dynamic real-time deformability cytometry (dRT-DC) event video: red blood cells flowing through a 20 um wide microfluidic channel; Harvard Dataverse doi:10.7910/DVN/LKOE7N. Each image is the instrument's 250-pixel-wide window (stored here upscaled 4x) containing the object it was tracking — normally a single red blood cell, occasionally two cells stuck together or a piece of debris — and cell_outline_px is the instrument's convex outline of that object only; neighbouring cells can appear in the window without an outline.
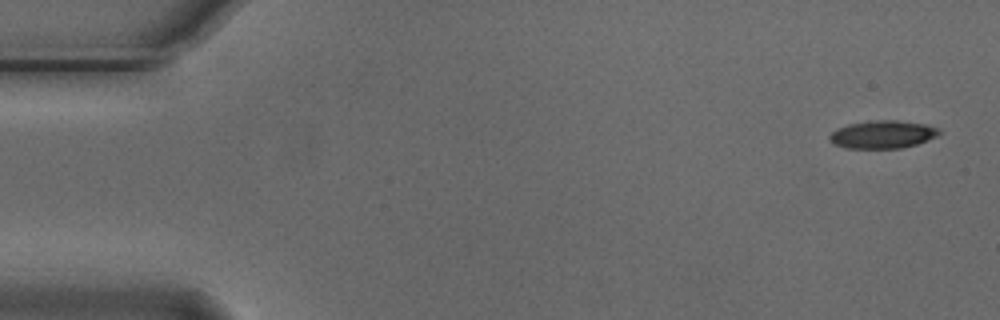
{"species": "Egyptian fruit bat (a non-hibernating species)", "species_latin": "Rousettus aegyptiacus", "temperature_condition": "cold", "stored_images_in_passage": 8, "camera_frame_rate_fps": 3000, "um_per_image_px": 0.085, "animal": {"sex": "male"}, "frame": {"image": 1, "passage_image": 1, "time_ms": 0.0, "image_size_px": [1000, 320], "cell_outline_px": [[940, 132], [936, 136], [916, 144], [900, 148], [848, 148], [832, 144], [828, 140], [828, 136], [832, 132], [848, 124], [880, 120], [896, 120], [928, 124], [940, 128]], "centroid_in_image_um": [75.02, 11.43], "position_along_channel_um": 10.0, "area_um2": 17.69}}
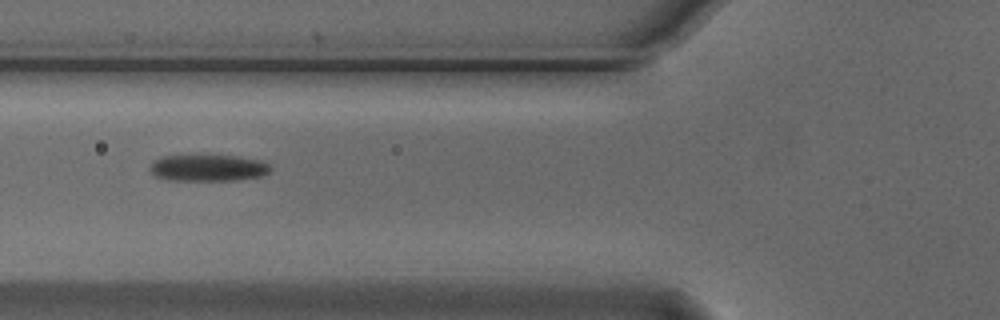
{"frame": {"image": 2, "passage_image": 6, "time_ms": 1.667, "image_size_px": [1000, 320], "cell_outline_px": [[272, 168], [264, 176], [236, 180], [168, 180], [156, 176], [148, 168], [160, 156], [236, 156], [260, 160], [268, 164]], "centroid_in_image_um": [17.71, 14.28], "position_along_channel_um": 108.1, "area_um2": 18.5}}
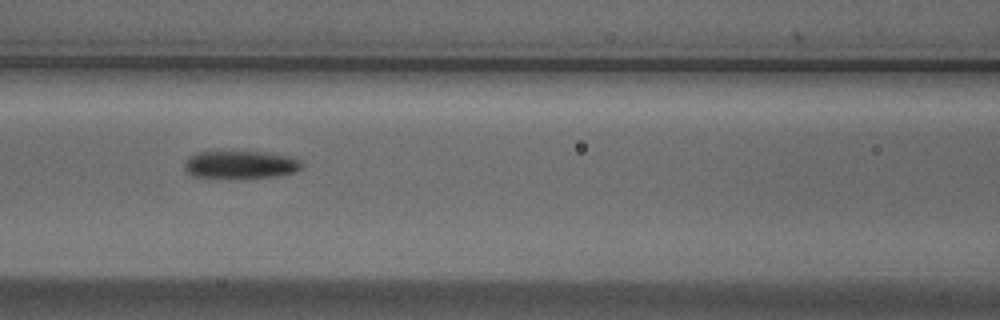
{"frame": {"image": 3, "passage_image": 7, "time_ms": 2.0, "image_size_px": [1000, 320], "cell_outline_px": [[300, 168], [296, 172], [280, 176], [192, 176], [184, 168], [184, 164], [188, 156], [200, 152], [264, 152], [292, 156], [300, 160]], "centroid_in_image_um": [20.47, 13.96], "position_along_channel_um": 146.1, "area_um2": 18.32}}